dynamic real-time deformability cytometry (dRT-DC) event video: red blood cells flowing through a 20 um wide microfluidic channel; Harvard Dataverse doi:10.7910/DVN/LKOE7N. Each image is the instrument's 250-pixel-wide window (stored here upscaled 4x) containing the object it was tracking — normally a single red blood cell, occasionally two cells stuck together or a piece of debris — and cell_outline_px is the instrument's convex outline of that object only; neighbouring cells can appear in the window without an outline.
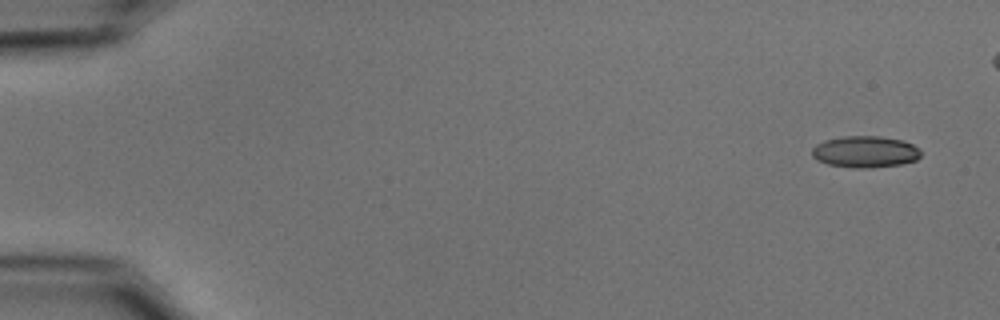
{"species": "common noctule bat (a hibernating species)", "species_latin": "Nyctalus noctula", "temperature_condition": "cold", "stored_images_in_passage": 50, "camera_frame_rate_fps": 3000, "um_per_image_px": 0.085, "animal": {"sex": "male", "body_mass_g": 15.6}, "frame": {"image": 1, "passage_image": 1, "time_ms": 0.0, "image_size_px": [1000, 320], "cell_outline_px": [[920, 156], [916, 160], [900, 164], [868, 168], [856, 168], [828, 164], [816, 160], [812, 156], [812, 148], [816, 144], [824, 140], [844, 136], [880, 136], [900, 140], [912, 144], [920, 152]], "centroid_in_image_um": [73.49, 12.9], "position_along_channel_um": 11.5, "area_um2": 19.88}}
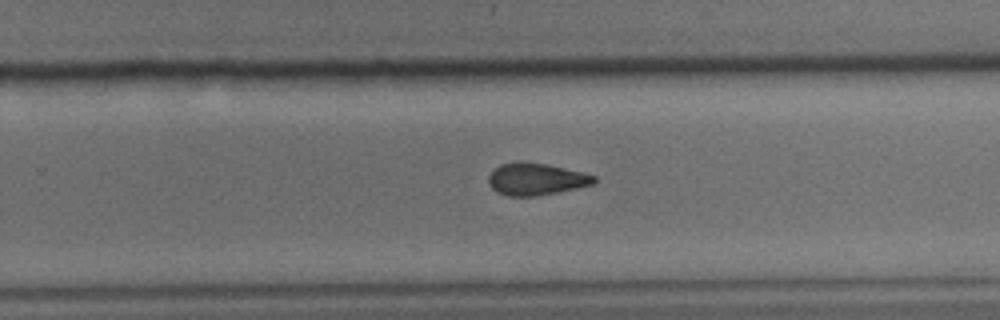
{"frame": {"image": 2, "passage_image": 34, "time_ms": 11.0, "image_size_px": [1000, 320], "cell_outline_px": [[596, 184], [556, 192], [532, 196], [508, 196], [496, 192], [488, 184], [488, 176], [500, 164], [516, 160], [520, 160], [548, 164], [596, 176]], "centroid_in_image_um": [45.53, 15.21], "position_along_channel_um": 284.3, "area_um2": 19.83}}
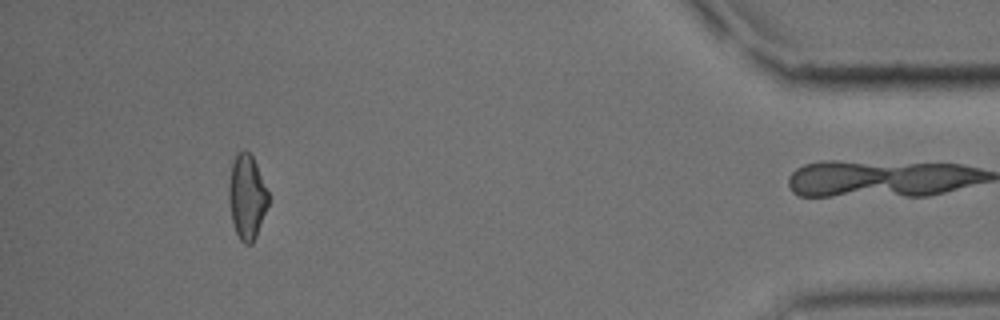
{"frame": {"image": 3, "passage_image": 49, "time_ms": 16.0, "image_size_px": [1000, 320], "cell_outline_px": [[268, 204], [256, 236], [252, 244], [244, 244], [240, 240], [236, 232], [232, 220], [228, 200], [228, 184], [232, 160], [236, 152], [244, 148], [252, 156], [256, 164], [268, 192]], "centroid_in_image_um": [20.95, 16.7], "position_along_channel_um": 414.2, "area_um2": 19.54}, "authors_computed_cell_mechanics": {"area_um2": 20.3745, "velocity_mm_per_s": 3.714, "shape_relaxation_time_tau1_ms": 7.6436, "shape_relaxation_time_tau2_ms": 3.7752, "deformation_change_tau1": 0.1443, "deformation_change_tau2": 0.1085}}